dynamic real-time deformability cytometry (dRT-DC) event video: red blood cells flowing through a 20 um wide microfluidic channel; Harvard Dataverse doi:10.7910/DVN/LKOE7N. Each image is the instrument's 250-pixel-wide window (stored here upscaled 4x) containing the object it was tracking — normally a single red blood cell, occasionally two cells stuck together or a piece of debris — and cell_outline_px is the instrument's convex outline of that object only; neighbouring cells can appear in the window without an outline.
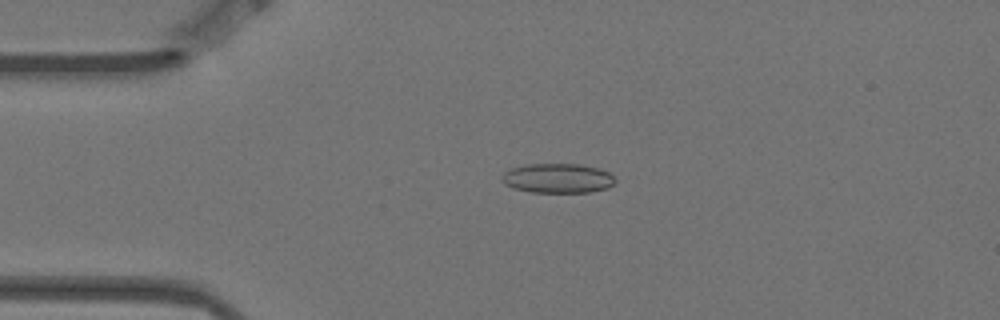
{"species": "Egyptian fruit bat (a non-hibernating species)", "species_latin": "Rousettus aegyptiacus", "temperature_condition": "warm", "stored_images_in_passage": 5, "camera_frame_rate_fps": 3000, "um_per_image_px": 0.085, "animal": {"sex": "female"}, "frame": {"image": 1, "passage_image": 4, "time_ms": 1.0, "image_size_px": [1000, 320], "cell_outline_px": [[616, 180], [608, 188], [592, 192], [528, 192], [512, 188], [504, 184], [500, 180], [500, 176], [504, 172], [512, 168], [524, 164], [580, 164], [600, 168], [608, 172]], "centroid_in_image_um": [47.36, 15.15], "position_along_channel_um": 37.6, "area_um2": 19.77}}